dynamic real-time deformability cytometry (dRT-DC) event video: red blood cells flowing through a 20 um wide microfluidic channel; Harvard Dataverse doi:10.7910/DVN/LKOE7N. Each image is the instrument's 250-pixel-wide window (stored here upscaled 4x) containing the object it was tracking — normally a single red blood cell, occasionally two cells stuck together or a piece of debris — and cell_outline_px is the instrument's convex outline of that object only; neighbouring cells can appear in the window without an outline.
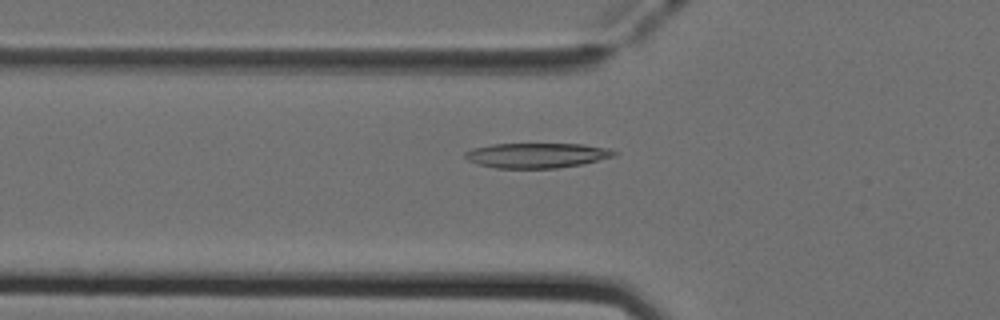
{"species": "Egyptian fruit bat (a non-hibernating species)", "species_latin": "Rousettus aegyptiacus", "temperature_condition": "cold", "stored_images_in_passage": 51, "camera_frame_rate_fps": 3000, "um_per_image_px": 0.085, "animal": {"sex": "female"}, "frame": {"image": 1, "passage_image": 18, "time_ms": 5.667, "image_size_px": [1000, 320], "cell_outline_px": [[620, 152], [616, 156], [580, 164], [556, 168], [496, 168], [476, 164], [468, 160], [464, 156], [464, 152], [472, 148], [492, 144], [584, 144], [608, 148]], "centroid_in_image_um": [45.62, 13.2], "position_along_channel_um": 80.2, "area_um2": 21.79}}
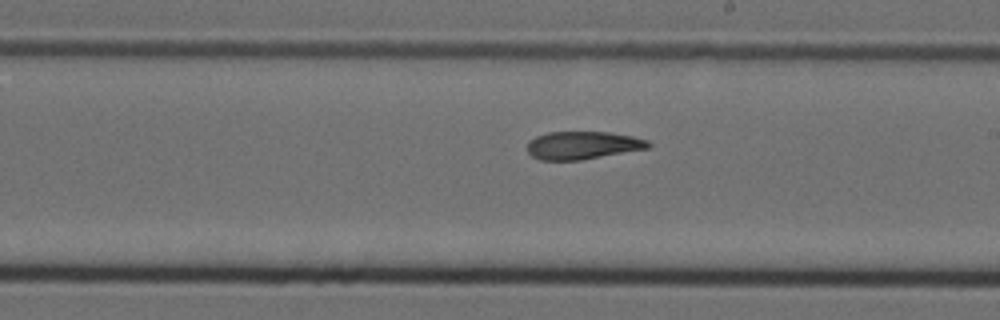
{"frame": {"image": 2, "passage_image": 30, "time_ms": 9.667, "image_size_px": [1000, 320], "cell_outline_px": [[652, 144], [648, 148], [580, 160], [540, 160], [532, 156], [528, 152], [528, 140], [536, 136], [548, 132], [608, 132], [632, 136], [648, 140]], "centroid_in_image_um": [49.51, 12.34], "position_along_channel_um": 239.5, "area_um2": 19.59}}
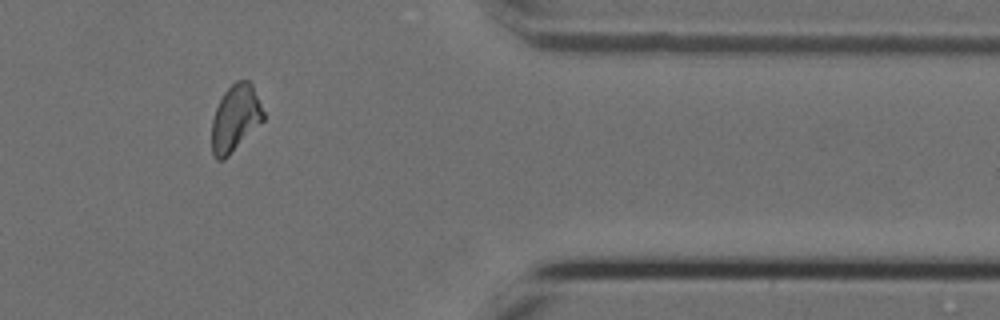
{"frame": {"image": 3, "passage_image": 43, "time_ms": 14.0, "image_size_px": [1000, 320], "cell_outline_px": [[264, 120], [224, 160], [216, 160], [212, 152], [212, 120], [216, 108], [224, 92], [236, 80], [248, 80], [252, 84], [264, 112]], "centroid_in_image_um": [20.0, 10.05], "position_along_channel_um": 391.4, "area_um2": 19.88}, "authors_computed_cell_mechanics": {"area_um2": 20.8658, "velocity_mm_per_s": 3.9602, "shape_relaxation_time_tau1_ms": 5.0964, "shape_relaxation_time_tau2_ms": 3.2017, "deformation_change_tau1": 0.1652, "deformation_change_tau2": 0.0829}}